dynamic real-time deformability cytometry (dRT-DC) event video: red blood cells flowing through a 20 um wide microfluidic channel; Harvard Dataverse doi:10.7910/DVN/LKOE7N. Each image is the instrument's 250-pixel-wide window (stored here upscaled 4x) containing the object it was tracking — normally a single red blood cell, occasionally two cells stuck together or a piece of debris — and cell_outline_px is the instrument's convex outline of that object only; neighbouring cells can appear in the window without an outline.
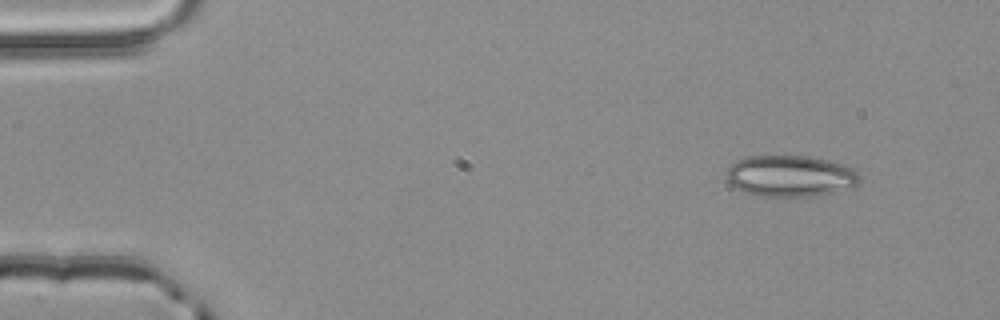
{"species": "common noctule bat (a hibernating species)", "species_latin": "Nyctalus noctula", "temperature_condition": "room temperature", "stored_images_in_passage": 3, "camera_frame_rate_fps": 3000, "um_per_image_px": 0.085, "animal": {"sex": "male", "body_mass_g": 20.4}, "frame": {"image": 1, "passage_image": 1, "time_ms": 0.0, "image_size_px": [1000, 320], "cell_outline_px": [[860, 180], [852, 188], [812, 196], [760, 196], [744, 192], [736, 188], [728, 180], [728, 168], [732, 164], [748, 156], [808, 156], [828, 160], [844, 164], [852, 168], [860, 176]], "centroid_in_image_um": [67.21, 14.96], "position_along_channel_um": 17.8, "area_um2": 31.79}}